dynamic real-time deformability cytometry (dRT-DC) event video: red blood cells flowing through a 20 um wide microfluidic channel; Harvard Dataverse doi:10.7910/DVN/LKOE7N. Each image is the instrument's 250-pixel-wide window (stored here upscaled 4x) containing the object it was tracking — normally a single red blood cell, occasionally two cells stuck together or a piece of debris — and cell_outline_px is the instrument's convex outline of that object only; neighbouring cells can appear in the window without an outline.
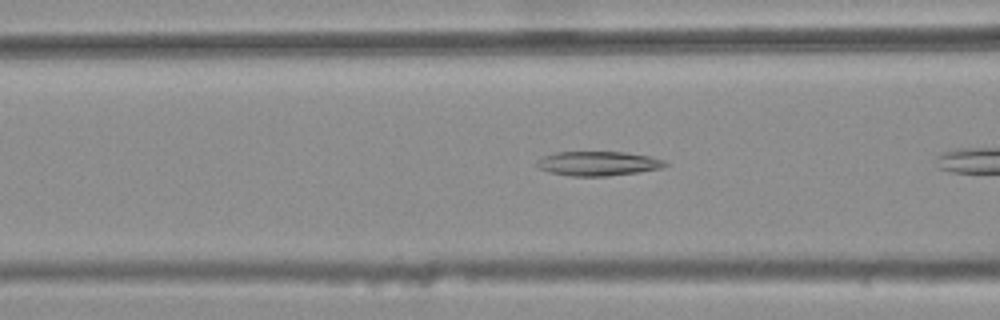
{"species": "common noctule bat (a hibernating species)", "species_latin": "Nyctalus noctula", "temperature_condition": "warm", "stored_images_in_passage": 25, "camera_frame_rate_fps": 3000, "um_per_image_px": 0.085, "animal": {"sex": "female", "body_mass_g": 25.1}, "frame": {"image": 1, "passage_image": 9, "time_ms": 2.667, "image_size_px": [1000, 320], "cell_outline_px": [[668, 164], [660, 168], [636, 172], [608, 176], [568, 176], [552, 172], [540, 168], [536, 164], [544, 156], [556, 152], [624, 152], [648, 156], [664, 160]], "centroid_in_image_um": [50.84, 13.9], "position_along_channel_um": 115.8, "area_um2": 17.86}}
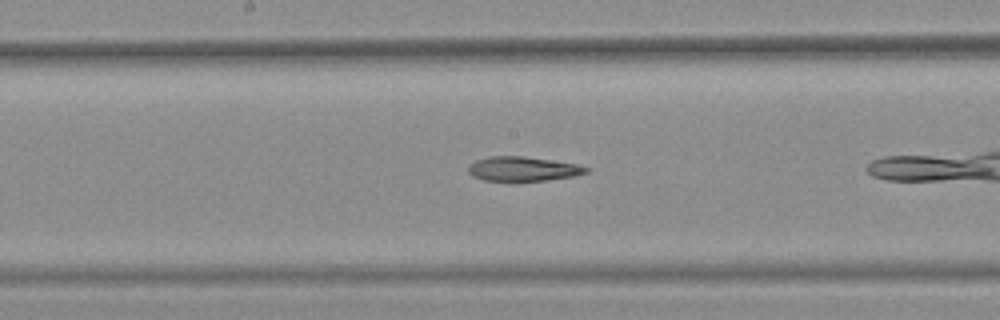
{"frame": {"image": 2, "passage_image": 16, "time_ms": 5.0, "image_size_px": [1000, 320], "cell_outline_px": [[592, 168], [588, 172], [576, 176], [544, 180], [484, 180], [472, 176], [468, 172], [468, 168], [476, 160], [488, 156], [524, 156], [576, 164]], "centroid_in_image_um": [44.48, 14.34], "position_along_channel_um": 203.7, "area_um2": 16.59}}
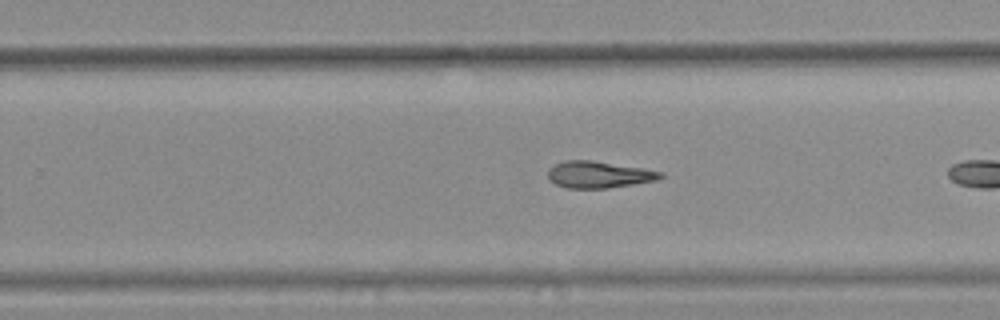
{"frame": {"image": 3, "passage_image": 22, "time_ms": 7.0, "image_size_px": [1000, 320], "cell_outline_px": [[664, 176], [656, 180], [608, 188], [568, 188], [556, 184], [548, 176], [548, 168], [552, 164], [564, 160], [592, 160], [664, 172]], "centroid_in_image_um": [50.86, 14.83], "position_along_channel_um": 278.9, "area_um2": 17.4}}